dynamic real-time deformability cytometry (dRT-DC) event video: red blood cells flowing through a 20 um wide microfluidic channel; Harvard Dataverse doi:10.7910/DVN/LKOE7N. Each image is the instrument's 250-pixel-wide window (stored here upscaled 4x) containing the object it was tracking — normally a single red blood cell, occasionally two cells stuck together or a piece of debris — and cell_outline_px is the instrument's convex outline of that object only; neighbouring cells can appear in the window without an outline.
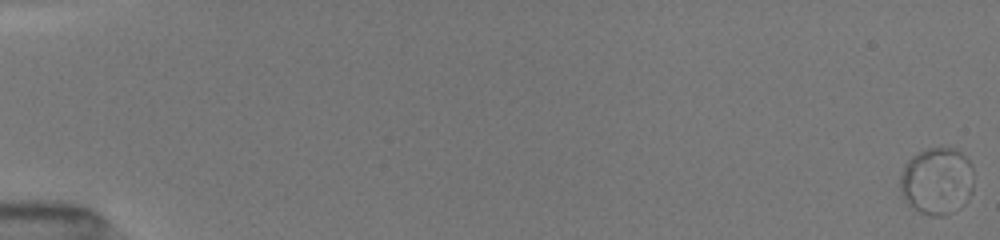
{"species": "common noctule bat (a hibernating species)", "species_latin": "Nyctalus noctula", "temperature_condition": "room temperature", "stored_images_in_passage": 10, "camera_frame_rate_fps": 3000, "um_per_image_px": 0.085, "animal": {"sex": "female", "body_mass_g": 19.5, "forearm_length_mm": 54.1}, "frame": {"image": 1, "passage_image": 1, "time_ms": 0.0, "image_size_px": [1000, 240], "cell_outline_px": [[972, 192], [968, 200], [960, 208], [940, 216], [932, 216], [920, 212], [904, 196], [900, 188], [900, 176], [904, 164], [912, 156], [928, 148], [952, 148], [960, 152], [972, 164]], "centroid_in_image_um": [79.66, 15.37], "position_along_channel_um": 5.3, "area_um2": 28.5}}
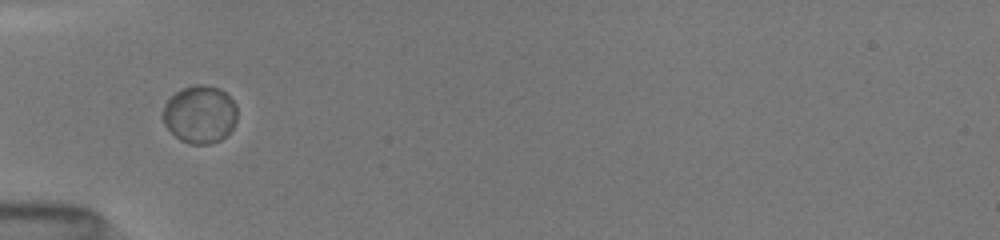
{"frame": {"image": 2, "passage_image": 7, "time_ms": 6.333, "image_size_px": [1000, 240], "cell_outline_px": [[236, 120], [232, 128], [220, 140], [208, 144], [188, 144], [180, 140], [164, 124], [160, 116], [164, 104], [176, 92], [184, 88], [196, 84], [204, 84], [220, 88], [236, 104]], "centroid_in_image_um": [16.96, 9.72], "position_along_channel_um": 68.0, "area_um2": 25.03}}
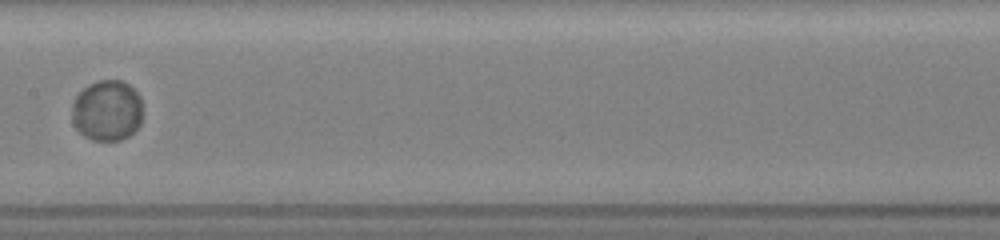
{"frame": {"image": 3, "passage_image": 10, "time_ms": 9.667, "image_size_px": [1000, 240], "cell_outline_px": [[140, 124], [128, 136], [120, 140], [92, 140], [84, 136], [72, 124], [72, 104], [76, 96], [88, 84], [100, 80], [120, 80], [128, 84], [140, 96]], "centroid_in_image_um": [9.06, 9.39], "position_along_channel_um": 198.3, "area_um2": 24.91}}